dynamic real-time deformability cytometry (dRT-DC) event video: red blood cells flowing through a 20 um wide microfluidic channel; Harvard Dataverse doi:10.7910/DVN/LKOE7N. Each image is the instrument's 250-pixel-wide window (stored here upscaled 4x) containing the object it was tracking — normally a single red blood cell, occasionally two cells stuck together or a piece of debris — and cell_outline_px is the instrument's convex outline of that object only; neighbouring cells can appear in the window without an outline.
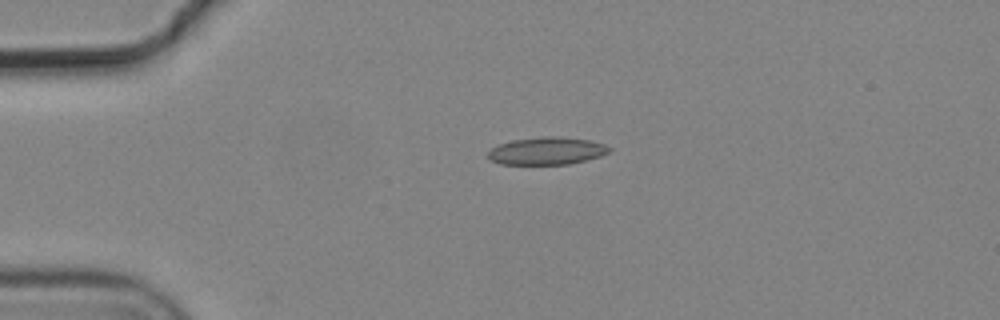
{"species": "common noctule bat (a hibernating species)", "species_latin": "Nyctalus noctula", "temperature_condition": "cold", "stored_images_in_passage": 4, "camera_frame_rate_fps": 3000, "um_per_image_px": 0.085, "animal": {"sex": "male", "body_mass_g": 19.2, "forearm_length_mm": 51.8}, "frame": {"image": 1, "passage_image": 1, "time_ms": 0.0, "image_size_px": [1000, 320], "cell_outline_px": [[612, 152], [600, 156], [568, 164], [500, 164], [488, 160], [488, 152], [492, 148], [500, 144], [512, 140], [540, 136], [556, 136], [592, 140], [604, 144], [612, 148]], "centroid_in_image_um": [46.49, 12.82], "position_along_channel_um": 38.5, "area_um2": 19.59}}
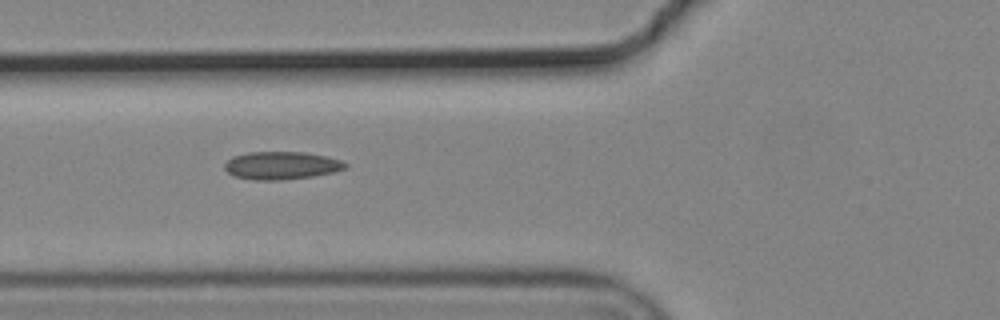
{"frame": {"image": 2, "passage_image": 3, "time_ms": 0.667, "image_size_px": [1000, 320], "cell_outline_px": [[348, 168], [332, 172], [312, 176], [280, 180], [252, 180], [232, 176], [224, 168], [224, 164], [232, 156], [248, 152], [304, 152], [328, 156], [340, 160], [348, 164]], "centroid_in_image_um": [23.91, 14.06], "position_along_channel_um": 101.9, "area_um2": 19.71}}
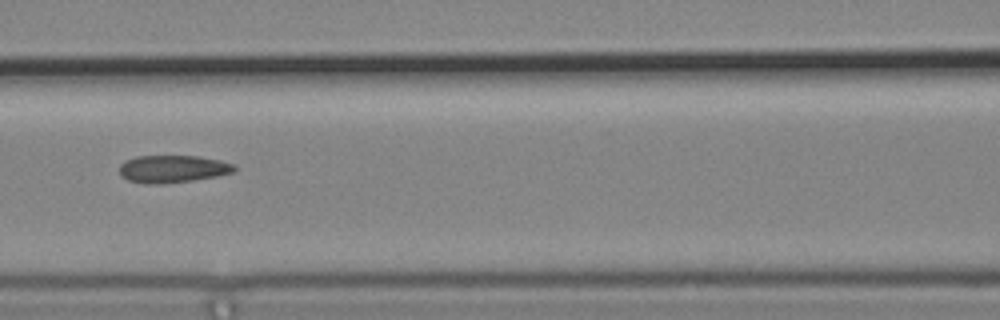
{"frame": {"image": 3, "passage_image": 4, "time_ms": 1.0, "image_size_px": [1000, 320], "cell_outline_px": [[236, 172], [216, 176], [192, 180], [160, 184], [144, 184], [128, 180], [120, 176], [120, 164], [124, 160], [136, 156], [200, 156], [220, 160], [236, 164]], "centroid_in_image_um": [14.68, 14.35], "position_along_channel_um": 151.9, "area_um2": 18.61}}